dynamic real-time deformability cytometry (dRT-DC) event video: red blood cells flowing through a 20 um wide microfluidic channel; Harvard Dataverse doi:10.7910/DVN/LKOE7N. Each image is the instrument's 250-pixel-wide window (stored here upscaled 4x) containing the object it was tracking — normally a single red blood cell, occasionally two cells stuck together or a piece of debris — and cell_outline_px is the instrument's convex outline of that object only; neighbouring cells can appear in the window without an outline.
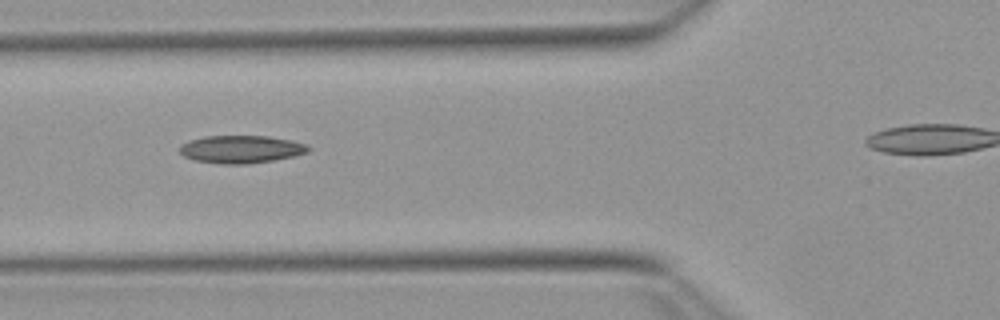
{"species": "Egyptian fruit bat (a non-hibernating species)", "species_latin": "Rousettus aegyptiacus", "temperature_condition": "warm", "stored_images_in_passage": 24, "camera_frame_rate_fps": 3000, "um_per_image_px": 0.085, "animal": {"sex": "female"}, "frame": {"image": 1, "passage_image": 6, "time_ms": 1.667, "image_size_px": [1000, 320], "cell_outline_px": [[312, 148], [308, 152], [296, 156], [248, 164], [220, 164], [192, 160], [184, 156], [180, 152], [180, 144], [188, 140], [204, 136], [268, 136], [292, 140], [308, 144]], "centroid_in_image_um": [20.5, 12.68], "position_along_channel_um": 105.3, "area_um2": 21.1}}